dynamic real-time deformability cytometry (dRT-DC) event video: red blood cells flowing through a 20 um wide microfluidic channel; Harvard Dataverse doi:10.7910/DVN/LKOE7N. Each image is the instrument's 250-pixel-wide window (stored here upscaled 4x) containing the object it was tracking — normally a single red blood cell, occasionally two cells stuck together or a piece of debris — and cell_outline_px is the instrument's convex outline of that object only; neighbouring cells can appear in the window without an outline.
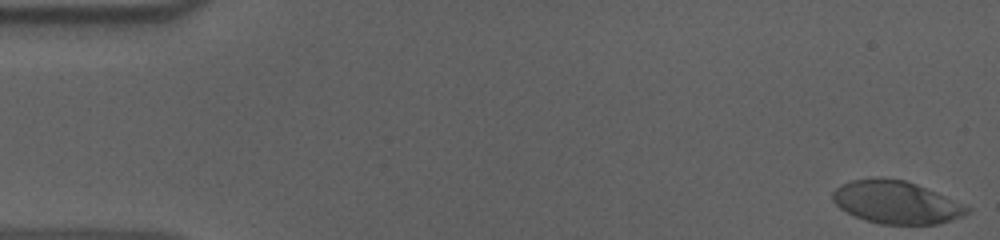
{"species": "human", "species_latin": "Homo sapiens", "temperature_condition": "cold", "stored_images_in_passage": 56, "camera_frame_rate_fps": 3000, "um_per_image_px": 0.085, "donor": {"sex": "male"}, "frame": {"image": 1, "passage_image": 1, "time_ms": 0.0, "image_size_px": [1000, 240], "cell_outline_px": [[972, 212], [964, 216], [940, 224], [880, 224], [864, 220], [840, 208], [832, 200], [832, 192], [840, 184], [852, 180], [904, 180], [916, 184], [972, 208]], "centroid_in_image_um": [76.21, 17.24], "position_along_channel_um": 8.8, "area_um2": 32.83}}
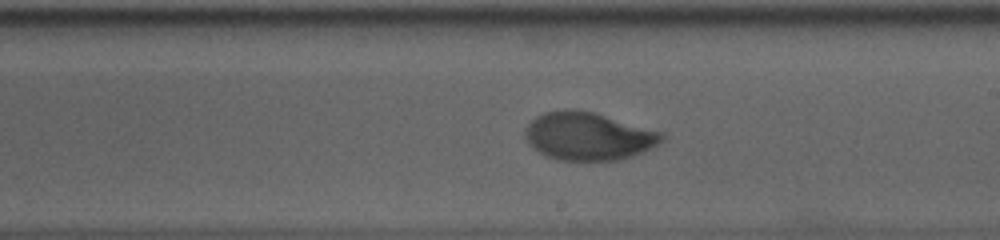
{"frame": {"image": 2, "passage_image": 32, "time_ms": 10.333, "image_size_px": [1000, 240], "cell_outline_px": [[664, 140], [652, 148], [632, 156], [620, 160], [560, 160], [548, 156], [540, 152], [524, 136], [524, 128], [536, 116], [544, 112], [568, 108], [572, 108], [596, 112], [664, 132]], "centroid_in_image_um": [50.05, 11.55], "position_along_channel_um": 239.0, "area_um2": 38.38}}
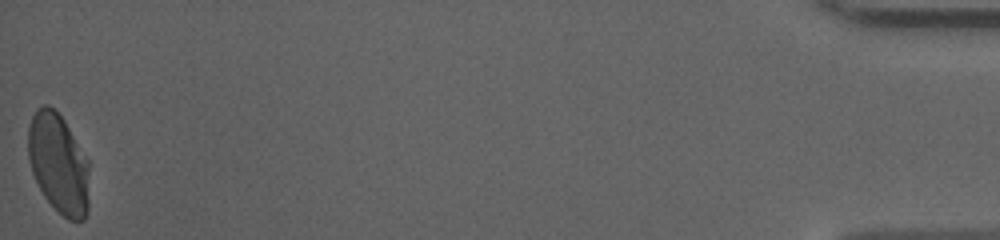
{"frame": {"image": 3, "passage_image": 56, "time_ms": 18.333, "image_size_px": [1000, 240], "cell_outline_px": [[88, 212], [84, 220], [68, 220], [44, 196], [32, 172], [28, 160], [28, 124], [36, 108], [44, 104], [48, 104], [64, 120], [88, 160]], "centroid_in_image_um": [4.96, 13.88], "position_along_channel_um": 430.2, "area_um2": 35.43}, "authors_computed_cell_mechanics": {"area_um2": 37.0787, "velocity_mm_per_s": 3.6186, "shape_relaxation_time_tau1_ms": 5.0044, "shape_relaxation_time_tau2_ms": 0.8165, "deformation_change_tau1": 0.1795, "deformation_change_tau2": 0.0406}}